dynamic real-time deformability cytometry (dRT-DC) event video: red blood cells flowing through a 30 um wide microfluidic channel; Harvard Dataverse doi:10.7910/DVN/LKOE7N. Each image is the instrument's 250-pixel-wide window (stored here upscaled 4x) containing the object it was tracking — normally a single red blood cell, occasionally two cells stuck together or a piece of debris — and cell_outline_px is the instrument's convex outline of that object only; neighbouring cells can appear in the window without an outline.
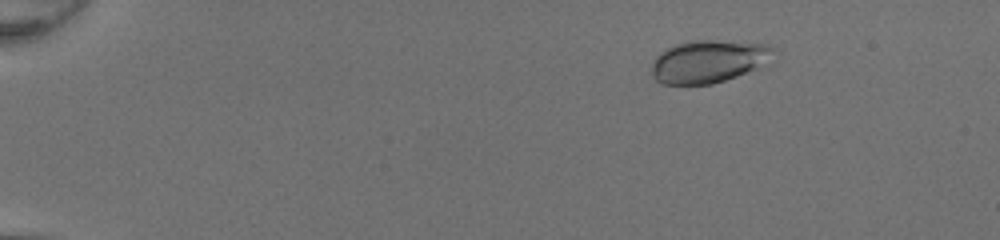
{"species": "common noctule bat (a hibernating species)", "species_latin": "Nyctalus noctula", "temperature_condition": "room temperature", "stored_images_in_passage": 52, "camera_frame_rate_fps": 3000, "um_per_image_px": 0.085, "animal": {"sex": "female", "body_mass_g": 20.0, "forearm_length_mm": 54.0}, "frame": {"image": 1, "passage_image": 9, "time_ms": 2.667, "image_size_px": [1000, 240], "cell_outline_px": [[780, 52], [752, 68], [736, 76], [712, 84], [660, 84], [652, 76], [652, 60], [660, 52], [676, 44], [692, 40], [716, 40], [768, 44], [776, 48]], "centroid_in_image_um": [60.19, 5.2], "position_along_channel_um": 24.8, "area_um2": 30.06}}
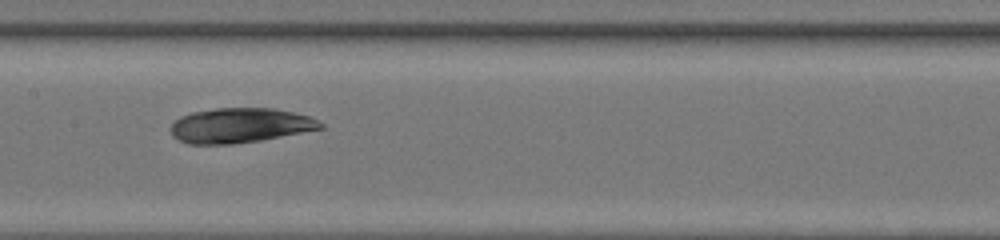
{"frame": {"image": 2, "passage_image": 29, "time_ms": 9.333, "image_size_px": [1000, 240], "cell_outline_px": [[324, 128], [260, 140], [232, 144], [188, 144], [172, 136], [172, 124], [180, 116], [192, 112], [216, 108], [276, 108], [308, 116], [324, 124]], "centroid_in_image_um": [20.4, 10.66], "position_along_channel_um": 187.0, "area_um2": 30.17}}
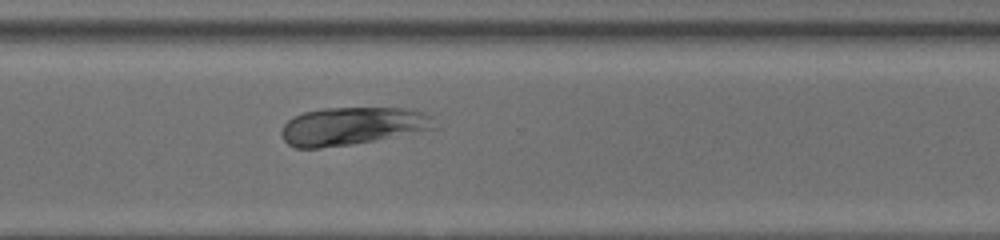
{"frame": {"image": 3, "passage_image": 40, "time_ms": 13.0, "image_size_px": [1000, 240], "cell_outline_px": [[436, 128], [352, 144], [320, 148], [296, 148], [288, 144], [284, 140], [280, 132], [284, 124], [292, 116], [304, 112], [324, 108], [412, 108], [432, 116]], "centroid_in_image_um": [29.91, 10.7], "position_along_channel_um": 340.7, "area_um2": 33.64}}